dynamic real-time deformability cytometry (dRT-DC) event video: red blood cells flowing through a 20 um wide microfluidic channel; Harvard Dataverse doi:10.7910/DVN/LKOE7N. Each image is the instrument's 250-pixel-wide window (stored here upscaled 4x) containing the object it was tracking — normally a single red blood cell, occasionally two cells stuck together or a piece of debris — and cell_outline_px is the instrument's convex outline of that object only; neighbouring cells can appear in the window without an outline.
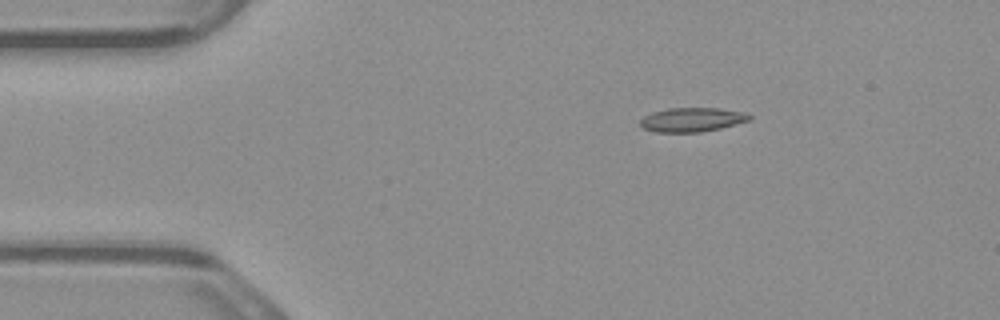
{"species": "common noctule bat (a hibernating species)", "species_latin": "Nyctalus noctula", "temperature_condition": "warm", "stored_images_in_passage": 3, "camera_frame_rate_fps": 3000, "um_per_image_px": 0.085, "animal": {"sex": "male", "body_mass_g": 23.1, "forearm_length_mm": 52.7}, "frame": {"image": 1, "passage_image": 1, "time_ms": 0.0, "image_size_px": [1000, 320], "cell_outline_px": [[752, 120], [720, 128], [700, 132], [656, 132], [644, 128], [640, 124], [640, 120], [644, 116], [652, 112], [668, 108], [720, 108], [740, 112], [752, 116]], "centroid_in_image_um": [58.81, 10.17], "position_along_channel_um": 26.2, "area_um2": 15.26}}
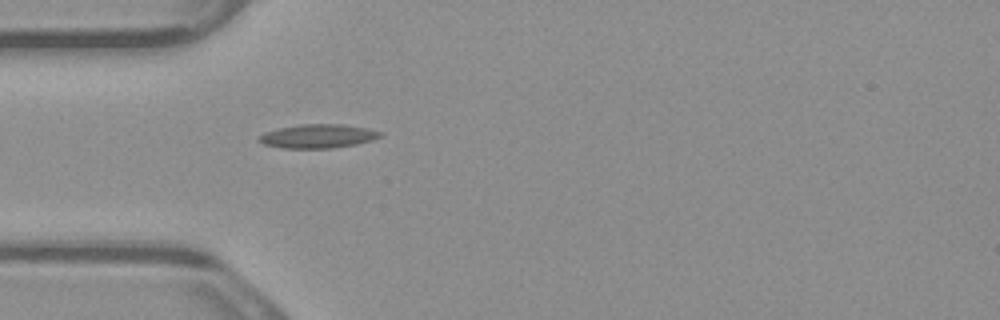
{"frame": {"image": 2, "passage_image": 3, "time_ms": 0.667, "image_size_px": [1000, 320], "cell_outline_px": [[384, 136], [372, 140], [356, 144], [332, 148], [284, 148], [264, 144], [256, 140], [256, 136], [264, 132], [276, 128], [300, 124], [344, 124], [368, 128], [384, 132]], "centroid_in_image_um": [27.02, 11.56], "position_along_channel_um": 58.0, "area_um2": 17.17}}